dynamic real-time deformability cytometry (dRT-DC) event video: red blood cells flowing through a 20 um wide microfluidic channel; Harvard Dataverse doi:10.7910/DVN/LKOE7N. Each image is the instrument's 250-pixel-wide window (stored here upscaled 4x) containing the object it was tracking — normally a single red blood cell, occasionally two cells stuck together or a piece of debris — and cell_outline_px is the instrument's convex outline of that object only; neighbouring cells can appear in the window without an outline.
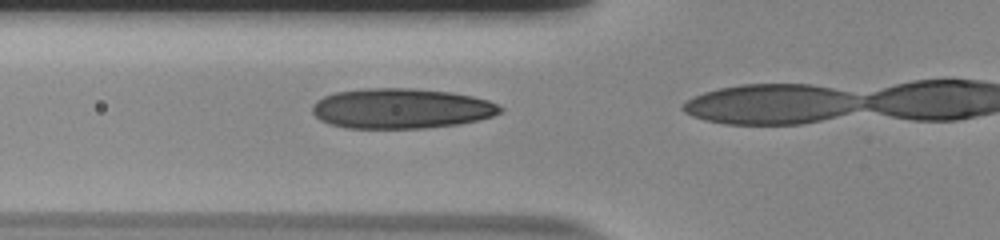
{"species": "human", "species_latin": "Homo sapiens", "temperature_condition": "room temperature", "stored_images_in_passage": 19, "camera_frame_rate_fps": 3000, "um_per_image_px": 0.085, "donor": {"sex": "male"}, "frame": {"image": 1, "passage_image": 15, "time_ms": 4.667, "image_size_px": [1000, 240], "cell_outline_px": [[504, 112], [492, 116], [460, 124], [424, 128], [348, 128], [328, 124], [320, 120], [312, 112], [312, 104], [316, 100], [324, 96], [336, 92], [364, 88], [412, 88], [452, 92], [472, 96], [488, 100], [504, 108]], "centroid_in_image_um": [34.09, 9.22], "position_along_channel_um": 91.7, "area_um2": 44.22}}
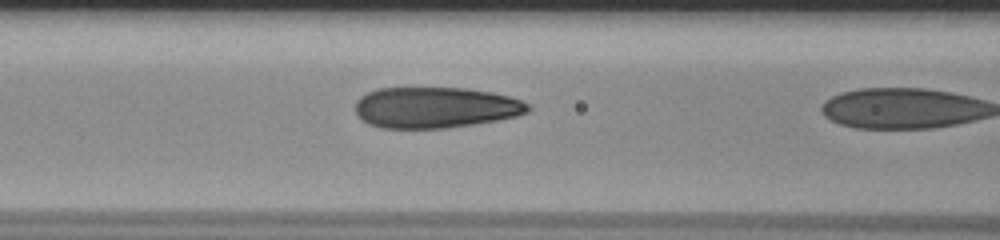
{"frame": {"image": 2, "passage_image": 18, "time_ms": 5.667, "image_size_px": [1000, 240], "cell_outline_px": [[532, 108], [528, 112], [516, 116], [496, 120], [472, 124], [444, 128], [380, 128], [368, 124], [356, 116], [356, 100], [360, 96], [368, 92], [380, 88], [464, 88], [492, 92], [508, 96], [532, 104]], "centroid_in_image_um": [37.0, 9.14], "position_along_channel_um": 129.6, "area_um2": 41.38}}